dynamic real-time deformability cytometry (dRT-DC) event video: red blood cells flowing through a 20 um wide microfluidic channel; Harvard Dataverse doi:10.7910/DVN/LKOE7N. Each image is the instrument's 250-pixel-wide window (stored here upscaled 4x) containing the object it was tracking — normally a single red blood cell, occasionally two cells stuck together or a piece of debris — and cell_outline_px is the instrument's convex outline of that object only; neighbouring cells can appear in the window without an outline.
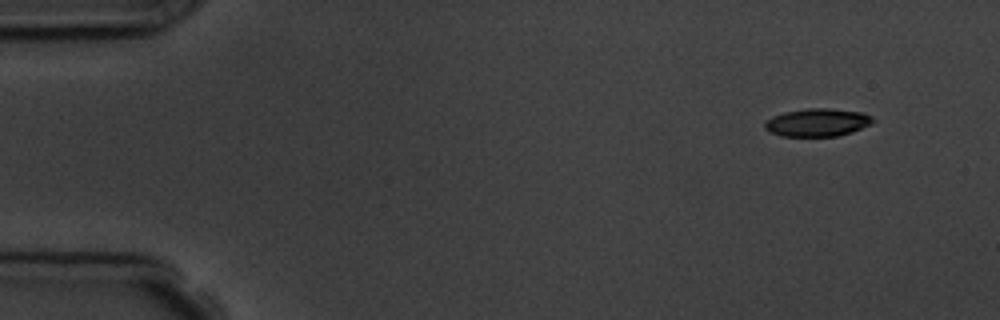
{"species": "common noctule bat (a hibernating species)", "species_latin": "Nyctalus noctula", "temperature_condition": "room temperature", "stored_images_in_passage": 12, "camera_frame_rate_fps": 3000, "um_per_image_px": 0.085, "animal": {"sex": "male", "body_mass_g": 19.5, "forearm_length_mm": 54.6}, "frame": {"image": 1, "passage_image": 1, "time_ms": 0.0, "image_size_px": [1000, 320], "cell_outline_px": [[876, 120], [872, 124], [852, 132], [836, 136], [780, 136], [764, 128], [764, 124], [772, 116], [784, 112], [808, 108], [828, 108], [864, 112], [872, 116]], "centroid_in_image_um": [69.53, 10.4], "position_along_channel_um": 15.5, "area_um2": 17.69}}
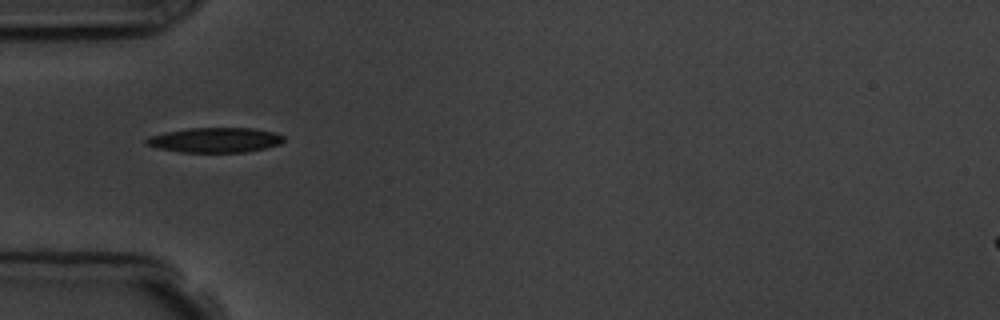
{"frame": {"image": 2, "passage_image": 4, "time_ms": 4.333, "image_size_px": [1000, 320], "cell_outline_px": [[284, 140], [280, 144], [264, 148], [244, 152], [180, 152], [160, 148], [148, 144], [144, 140], [148, 136], [164, 132], [188, 128], [252, 128], [272, 132], [284, 136]], "centroid_in_image_um": [18.27, 11.89], "position_along_channel_um": 66.7, "area_um2": 19.77}}
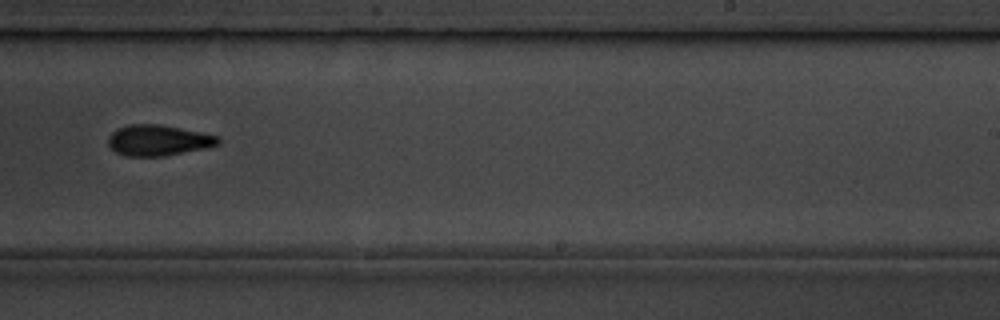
{"frame": {"image": 3, "passage_image": 9, "time_ms": 10.0, "image_size_px": [1000, 320], "cell_outline_px": [[220, 144], [204, 148], [164, 156], [128, 156], [116, 152], [108, 144], [108, 136], [116, 128], [128, 124], [160, 124], [220, 136]], "centroid_in_image_um": [13.44, 11.91], "position_along_channel_um": 275.6, "area_um2": 19.71}, "authors_computed_cell_mechanics": {"area_um2": 19.5653, "velocity_mm_per_s": 3.6965, "shape_relaxation_time_tau1_ms": 3.001, "shape_relaxation_time_tau2_ms": null, "deformation_change_tau1": 0.107, "deformation_change_tau2": null}}